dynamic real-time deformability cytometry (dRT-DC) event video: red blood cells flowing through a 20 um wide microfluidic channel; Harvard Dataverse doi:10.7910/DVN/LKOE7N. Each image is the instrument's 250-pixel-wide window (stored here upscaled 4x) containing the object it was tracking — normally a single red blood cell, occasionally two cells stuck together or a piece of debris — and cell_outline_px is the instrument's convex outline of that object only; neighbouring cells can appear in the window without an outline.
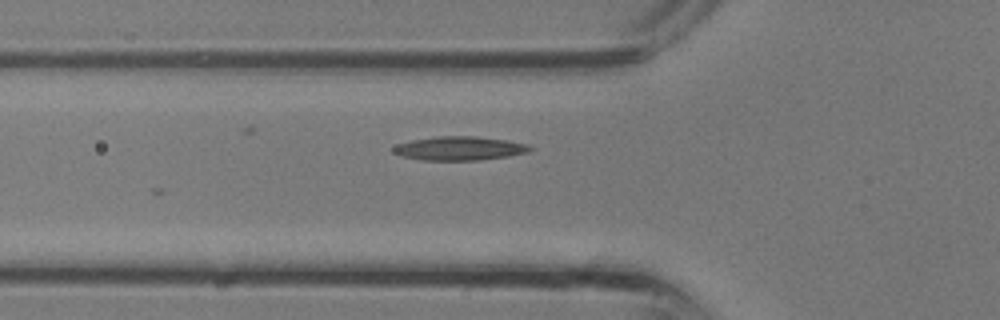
{"species": "common noctule bat (a hibernating species)", "species_latin": "Nyctalus noctula", "temperature_condition": "room temperature", "stored_images_in_passage": 22, "camera_frame_rate_fps": 3000, "um_per_image_px": 0.085, "animal": {"sex": "male", "body_mass_g": 13.3}, "frame": {"image": 1, "passage_image": 2, "time_ms": 0.333, "image_size_px": [1000, 320], "cell_outline_px": [[532, 148], [528, 152], [508, 156], [480, 160], [420, 160], [400, 156], [392, 152], [392, 148], [396, 144], [412, 140], [436, 136], [476, 136], [508, 140], [528, 144]], "centroid_in_image_um": [39.02, 12.61], "position_along_channel_um": 86.8, "area_um2": 19.13}}
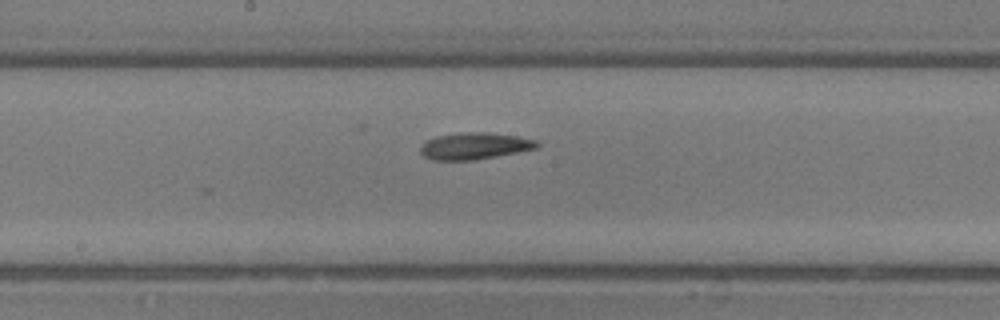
{"frame": {"image": 2, "passage_image": 8, "time_ms": 2.333, "image_size_px": [1000, 320], "cell_outline_px": [[540, 144], [536, 148], [496, 156], [472, 160], [432, 160], [424, 156], [420, 152], [420, 148], [424, 140], [436, 136], [468, 132], [488, 132], [516, 136], [536, 140]], "centroid_in_image_um": [40.29, 12.4], "position_along_channel_um": 207.9, "area_um2": 18.03}}
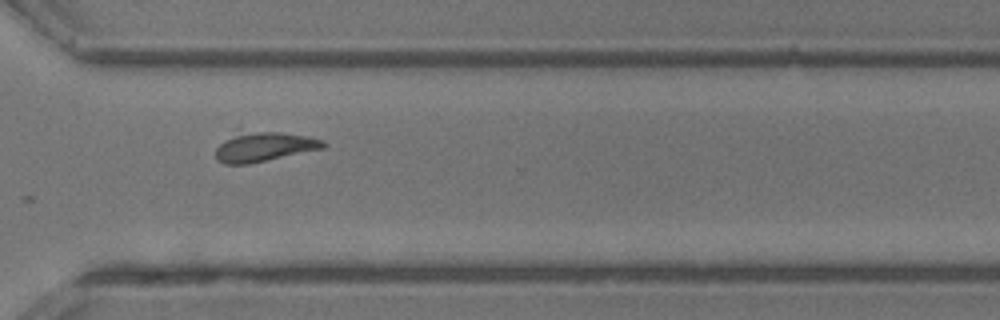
{"frame": {"image": 3, "passage_image": 15, "time_ms": 4.667, "image_size_px": [1000, 320], "cell_outline_px": [[328, 144], [324, 148], [248, 164], [224, 164], [216, 160], [216, 148], [236, 128], [280, 132], [308, 136], [324, 140]], "centroid_in_image_um": [22.39, 12.42], "position_along_channel_um": 348.2, "area_um2": 19.25}}